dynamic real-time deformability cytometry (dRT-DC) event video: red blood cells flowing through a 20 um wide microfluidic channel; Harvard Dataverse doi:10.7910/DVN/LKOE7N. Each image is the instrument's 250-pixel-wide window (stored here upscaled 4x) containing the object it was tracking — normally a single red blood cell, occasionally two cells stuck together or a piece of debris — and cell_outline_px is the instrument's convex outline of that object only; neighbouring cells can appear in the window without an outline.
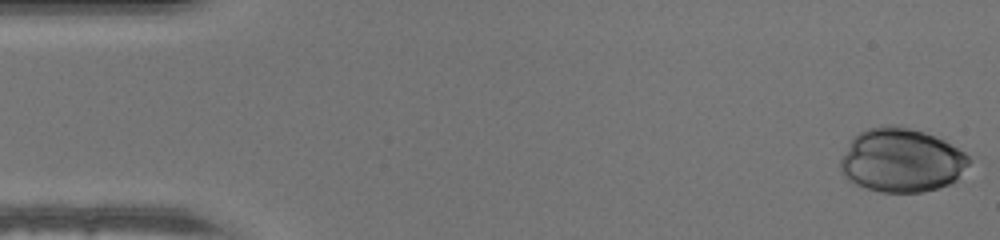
{"species": "human", "species_latin": "Homo sapiens", "temperature_condition": "warm", "stored_images_in_passage": 48, "camera_frame_rate_fps": 3000, "um_per_image_px": 0.085, "donor": {"sex": "male"}, "frame": {"image": 1, "passage_image": 1, "time_ms": 0.0, "image_size_px": [1000, 240], "cell_outline_px": [[976, 160], [952, 184], [940, 188], [924, 192], [880, 192], [856, 184], [848, 180], [840, 172], [840, 160], [848, 144], [860, 132], [868, 128], [888, 124], [892, 124], [924, 132], [936, 136], [944, 140], [964, 152]], "centroid_in_image_um": [76.68, 13.64], "position_along_channel_um": 8.3, "area_um2": 48.38}}
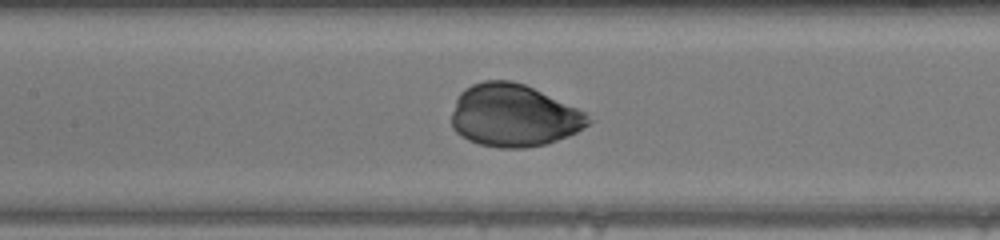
{"frame": {"image": 2, "passage_image": 22, "time_ms": 7.0, "image_size_px": [1000, 240], "cell_outline_px": [[596, 120], [576, 132], [568, 136], [548, 144], [524, 148], [500, 148], [480, 144], [468, 140], [460, 136], [452, 128], [452, 112], [456, 100], [460, 92], [464, 88], [472, 84], [484, 80], [512, 80], [524, 84], [588, 112]], "centroid_in_image_um": [43.7, 9.82], "position_along_channel_um": 163.7, "area_um2": 50.34}}
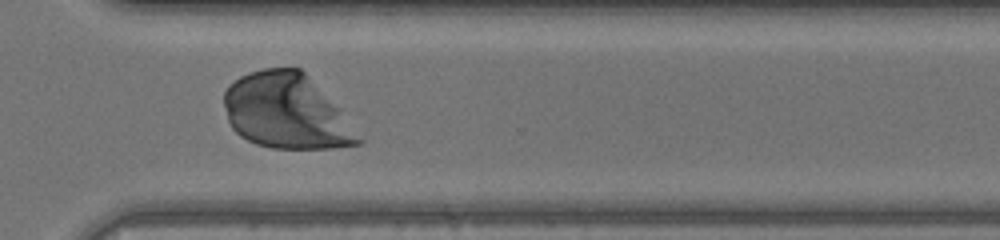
{"frame": {"image": 3, "passage_image": 35, "time_ms": 11.333, "image_size_px": [1000, 240], "cell_outline_px": [[364, 140], [360, 144], [332, 148], [272, 148], [256, 144], [240, 136], [232, 128], [228, 120], [224, 104], [224, 92], [228, 84], [240, 76], [248, 72], [264, 68], [300, 68], [304, 72], [364, 136]], "centroid_in_image_um": [24.34, 9.48], "position_along_channel_um": 346.3, "area_um2": 58.67}}